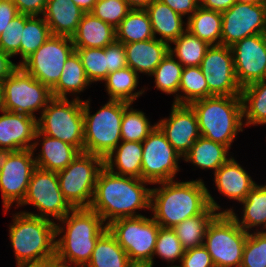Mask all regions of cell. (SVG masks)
<instances>
[{"instance_id": "31", "label": "cell", "mask_w": 266, "mask_h": 267, "mask_svg": "<svg viewBox=\"0 0 266 267\" xmlns=\"http://www.w3.org/2000/svg\"><path fill=\"white\" fill-rule=\"evenodd\" d=\"M103 83L109 96L108 100H120L133 104L146 92L144 86L137 91L139 75L129 66L109 73Z\"/></svg>"}, {"instance_id": "41", "label": "cell", "mask_w": 266, "mask_h": 267, "mask_svg": "<svg viewBox=\"0 0 266 267\" xmlns=\"http://www.w3.org/2000/svg\"><path fill=\"white\" fill-rule=\"evenodd\" d=\"M207 97L208 85L200 66L184 67L179 86V104H191Z\"/></svg>"}, {"instance_id": "45", "label": "cell", "mask_w": 266, "mask_h": 267, "mask_svg": "<svg viewBox=\"0 0 266 267\" xmlns=\"http://www.w3.org/2000/svg\"><path fill=\"white\" fill-rule=\"evenodd\" d=\"M131 10L125 0H97L91 13L116 29Z\"/></svg>"}, {"instance_id": "18", "label": "cell", "mask_w": 266, "mask_h": 267, "mask_svg": "<svg viewBox=\"0 0 266 267\" xmlns=\"http://www.w3.org/2000/svg\"><path fill=\"white\" fill-rule=\"evenodd\" d=\"M230 48L241 88L265 79L266 40L263 34L246 37Z\"/></svg>"}, {"instance_id": "46", "label": "cell", "mask_w": 266, "mask_h": 267, "mask_svg": "<svg viewBox=\"0 0 266 267\" xmlns=\"http://www.w3.org/2000/svg\"><path fill=\"white\" fill-rule=\"evenodd\" d=\"M25 27V14L17 15L0 35V49L12 58L20 54L22 31Z\"/></svg>"}, {"instance_id": "16", "label": "cell", "mask_w": 266, "mask_h": 267, "mask_svg": "<svg viewBox=\"0 0 266 267\" xmlns=\"http://www.w3.org/2000/svg\"><path fill=\"white\" fill-rule=\"evenodd\" d=\"M200 68L208 85V97L241 96L234 68L231 48L211 45L201 61Z\"/></svg>"}, {"instance_id": "23", "label": "cell", "mask_w": 266, "mask_h": 267, "mask_svg": "<svg viewBox=\"0 0 266 267\" xmlns=\"http://www.w3.org/2000/svg\"><path fill=\"white\" fill-rule=\"evenodd\" d=\"M127 65L138 75L150 76L160 62L168 55L170 45L159 39L123 44Z\"/></svg>"}, {"instance_id": "26", "label": "cell", "mask_w": 266, "mask_h": 267, "mask_svg": "<svg viewBox=\"0 0 266 267\" xmlns=\"http://www.w3.org/2000/svg\"><path fill=\"white\" fill-rule=\"evenodd\" d=\"M145 11L149 16L153 35L160 41L171 45L186 31L187 23L183 21L184 17L160 0H153ZM157 35H160L159 38Z\"/></svg>"}, {"instance_id": "56", "label": "cell", "mask_w": 266, "mask_h": 267, "mask_svg": "<svg viewBox=\"0 0 266 267\" xmlns=\"http://www.w3.org/2000/svg\"><path fill=\"white\" fill-rule=\"evenodd\" d=\"M4 110L3 82H0V112Z\"/></svg>"}, {"instance_id": "2", "label": "cell", "mask_w": 266, "mask_h": 267, "mask_svg": "<svg viewBox=\"0 0 266 267\" xmlns=\"http://www.w3.org/2000/svg\"><path fill=\"white\" fill-rule=\"evenodd\" d=\"M150 182L120 176L104 167L98 175L90 209L97 212L106 225L119 218L138 217V210H150ZM137 211V212H136Z\"/></svg>"}, {"instance_id": "43", "label": "cell", "mask_w": 266, "mask_h": 267, "mask_svg": "<svg viewBox=\"0 0 266 267\" xmlns=\"http://www.w3.org/2000/svg\"><path fill=\"white\" fill-rule=\"evenodd\" d=\"M89 82H102L107 77V56L104 48H75Z\"/></svg>"}, {"instance_id": "57", "label": "cell", "mask_w": 266, "mask_h": 267, "mask_svg": "<svg viewBox=\"0 0 266 267\" xmlns=\"http://www.w3.org/2000/svg\"><path fill=\"white\" fill-rule=\"evenodd\" d=\"M236 2H242V3H266V0H236Z\"/></svg>"}, {"instance_id": "22", "label": "cell", "mask_w": 266, "mask_h": 267, "mask_svg": "<svg viewBox=\"0 0 266 267\" xmlns=\"http://www.w3.org/2000/svg\"><path fill=\"white\" fill-rule=\"evenodd\" d=\"M214 185L225 198L242 202L257 184L233 155L215 172Z\"/></svg>"}, {"instance_id": "47", "label": "cell", "mask_w": 266, "mask_h": 267, "mask_svg": "<svg viewBox=\"0 0 266 267\" xmlns=\"http://www.w3.org/2000/svg\"><path fill=\"white\" fill-rule=\"evenodd\" d=\"M180 265L182 267H215L204 245L185 250Z\"/></svg>"}, {"instance_id": "12", "label": "cell", "mask_w": 266, "mask_h": 267, "mask_svg": "<svg viewBox=\"0 0 266 267\" xmlns=\"http://www.w3.org/2000/svg\"><path fill=\"white\" fill-rule=\"evenodd\" d=\"M26 205L35 206L39 213L25 210L20 212L48 220L54 218L57 221L73 209L62 195L57 172L38 167L33 170L25 198L17 208Z\"/></svg>"}, {"instance_id": "54", "label": "cell", "mask_w": 266, "mask_h": 267, "mask_svg": "<svg viewBox=\"0 0 266 267\" xmlns=\"http://www.w3.org/2000/svg\"><path fill=\"white\" fill-rule=\"evenodd\" d=\"M85 13L91 12L97 0H72Z\"/></svg>"}, {"instance_id": "40", "label": "cell", "mask_w": 266, "mask_h": 267, "mask_svg": "<svg viewBox=\"0 0 266 267\" xmlns=\"http://www.w3.org/2000/svg\"><path fill=\"white\" fill-rule=\"evenodd\" d=\"M130 103L123 113L121 121V140L143 142L157 126L151 124L149 118L141 110L134 109Z\"/></svg>"}, {"instance_id": "51", "label": "cell", "mask_w": 266, "mask_h": 267, "mask_svg": "<svg viewBox=\"0 0 266 267\" xmlns=\"http://www.w3.org/2000/svg\"><path fill=\"white\" fill-rule=\"evenodd\" d=\"M19 12L12 0H0V35Z\"/></svg>"}, {"instance_id": "60", "label": "cell", "mask_w": 266, "mask_h": 267, "mask_svg": "<svg viewBox=\"0 0 266 267\" xmlns=\"http://www.w3.org/2000/svg\"><path fill=\"white\" fill-rule=\"evenodd\" d=\"M264 38L266 40V20H265V28H264V32H263Z\"/></svg>"}, {"instance_id": "36", "label": "cell", "mask_w": 266, "mask_h": 267, "mask_svg": "<svg viewBox=\"0 0 266 267\" xmlns=\"http://www.w3.org/2000/svg\"><path fill=\"white\" fill-rule=\"evenodd\" d=\"M155 38L145 9H132L116 28V41L123 44Z\"/></svg>"}, {"instance_id": "24", "label": "cell", "mask_w": 266, "mask_h": 267, "mask_svg": "<svg viewBox=\"0 0 266 267\" xmlns=\"http://www.w3.org/2000/svg\"><path fill=\"white\" fill-rule=\"evenodd\" d=\"M239 204L243 206L241 217L231 206L226 209V213H229L247 233L266 232V182L264 185L256 184Z\"/></svg>"}, {"instance_id": "42", "label": "cell", "mask_w": 266, "mask_h": 267, "mask_svg": "<svg viewBox=\"0 0 266 267\" xmlns=\"http://www.w3.org/2000/svg\"><path fill=\"white\" fill-rule=\"evenodd\" d=\"M184 253L185 249L173 228L160 226L153 259L149 265L151 267L154 266V256H158V258L160 257V259L165 260L167 264H174L175 262H179L180 264Z\"/></svg>"}, {"instance_id": "9", "label": "cell", "mask_w": 266, "mask_h": 267, "mask_svg": "<svg viewBox=\"0 0 266 267\" xmlns=\"http://www.w3.org/2000/svg\"><path fill=\"white\" fill-rule=\"evenodd\" d=\"M247 236L229 213H219L208 225L204 240L215 267H240Z\"/></svg>"}, {"instance_id": "27", "label": "cell", "mask_w": 266, "mask_h": 267, "mask_svg": "<svg viewBox=\"0 0 266 267\" xmlns=\"http://www.w3.org/2000/svg\"><path fill=\"white\" fill-rule=\"evenodd\" d=\"M71 39L74 48H105L116 40V29L88 12Z\"/></svg>"}, {"instance_id": "29", "label": "cell", "mask_w": 266, "mask_h": 267, "mask_svg": "<svg viewBox=\"0 0 266 267\" xmlns=\"http://www.w3.org/2000/svg\"><path fill=\"white\" fill-rule=\"evenodd\" d=\"M229 153L226 146L200 136L182 160L215 173L232 156Z\"/></svg>"}, {"instance_id": "19", "label": "cell", "mask_w": 266, "mask_h": 267, "mask_svg": "<svg viewBox=\"0 0 266 267\" xmlns=\"http://www.w3.org/2000/svg\"><path fill=\"white\" fill-rule=\"evenodd\" d=\"M157 126L182 158L201 136L196 114L189 104L173 103L169 117L158 120Z\"/></svg>"}, {"instance_id": "10", "label": "cell", "mask_w": 266, "mask_h": 267, "mask_svg": "<svg viewBox=\"0 0 266 267\" xmlns=\"http://www.w3.org/2000/svg\"><path fill=\"white\" fill-rule=\"evenodd\" d=\"M131 262L150 264L160 225L145 215L119 218L107 225Z\"/></svg>"}, {"instance_id": "48", "label": "cell", "mask_w": 266, "mask_h": 267, "mask_svg": "<svg viewBox=\"0 0 266 267\" xmlns=\"http://www.w3.org/2000/svg\"><path fill=\"white\" fill-rule=\"evenodd\" d=\"M104 51L107 56V75L128 66L123 43L115 40L106 46Z\"/></svg>"}, {"instance_id": "7", "label": "cell", "mask_w": 266, "mask_h": 267, "mask_svg": "<svg viewBox=\"0 0 266 267\" xmlns=\"http://www.w3.org/2000/svg\"><path fill=\"white\" fill-rule=\"evenodd\" d=\"M38 130L84 152L83 100L52 98L37 120Z\"/></svg>"}, {"instance_id": "37", "label": "cell", "mask_w": 266, "mask_h": 267, "mask_svg": "<svg viewBox=\"0 0 266 267\" xmlns=\"http://www.w3.org/2000/svg\"><path fill=\"white\" fill-rule=\"evenodd\" d=\"M169 48V53L183 66V67H196L200 66L207 49L210 45L185 31L175 41H173Z\"/></svg>"}, {"instance_id": "15", "label": "cell", "mask_w": 266, "mask_h": 267, "mask_svg": "<svg viewBox=\"0 0 266 267\" xmlns=\"http://www.w3.org/2000/svg\"><path fill=\"white\" fill-rule=\"evenodd\" d=\"M74 51L70 37L52 35L20 66L51 90L57 84L65 62Z\"/></svg>"}, {"instance_id": "25", "label": "cell", "mask_w": 266, "mask_h": 267, "mask_svg": "<svg viewBox=\"0 0 266 267\" xmlns=\"http://www.w3.org/2000/svg\"><path fill=\"white\" fill-rule=\"evenodd\" d=\"M84 13L72 0H48L42 17L51 35L71 38Z\"/></svg>"}, {"instance_id": "35", "label": "cell", "mask_w": 266, "mask_h": 267, "mask_svg": "<svg viewBox=\"0 0 266 267\" xmlns=\"http://www.w3.org/2000/svg\"><path fill=\"white\" fill-rule=\"evenodd\" d=\"M218 214L209 206L202 214L187 218L173 228L185 250L204 245L208 225Z\"/></svg>"}, {"instance_id": "6", "label": "cell", "mask_w": 266, "mask_h": 267, "mask_svg": "<svg viewBox=\"0 0 266 267\" xmlns=\"http://www.w3.org/2000/svg\"><path fill=\"white\" fill-rule=\"evenodd\" d=\"M90 101H83L84 152L105 158L122 141L121 121L124 109L130 103L108 100L91 114Z\"/></svg>"}, {"instance_id": "5", "label": "cell", "mask_w": 266, "mask_h": 267, "mask_svg": "<svg viewBox=\"0 0 266 267\" xmlns=\"http://www.w3.org/2000/svg\"><path fill=\"white\" fill-rule=\"evenodd\" d=\"M189 105L196 114L200 135L230 150L245 127L241 96H211Z\"/></svg>"}, {"instance_id": "21", "label": "cell", "mask_w": 266, "mask_h": 267, "mask_svg": "<svg viewBox=\"0 0 266 267\" xmlns=\"http://www.w3.org/2000/svg\"><path fill=\"white\" fill-rule=\"evenodd\" d=\"M38 145H41V149L39 153L37 152V155L34 151H37ZM32 151L36 167L54 172L65 169L80 153L75 146L47 136L38 129L35 134Z\"/></svg>"}, {"instance_id": "58", "label": "cell", "mask_w": 266, "mask_h": 267, "mask_svg": "<svg viewBox=\"0 0 266 267\" xmlns=\"http://www.w3.org/2000/svg\"><path fill=\"white\" fill-rule=\"evenodd\" d=\"M128 267H151V266L149 264H146V263L131 262Z\"/></svg>"}, {"instance_id": "61", "label": "cell", "mask_w": 266, "mask_h": 267, "mask_svg": "<svg viewBox=\"0 0 266 267\" xmlns=\"http://www.w3.org/2000/svg\"><path fill=\"white\" fill-rule=\"evenodd\" d=\"M167 267H182V266L180 264L178 266L176 264L175 265L171 264L170 266L168 265Z\"/></svg>"}, {"instance_id": "1", "label": "cell", "mask_w": 266, "mask_h": 267, "mask_svg": "<svg viewBox=\"0 0 266 267\" xmlns=\"http://www.w3.org/2000/svg\"><path fill=\"white\" fill-rule=\"evenodd\" d=\"M155 184L159 187L151 188L150 210L152 218L161 227L174 228L187 218L202 214L209 206L218 213H226V209L212 197L202 178Z\"/></svg>"}, {"instance_id": "50", "label": "cell", "mask_w": 266, "mask_h": 267, "mask_svg": "<svg viewBox=\"0 0 266 267\" xmlns=\"http://www.w3.org/2000/svg\"><path fill=\"white\" fill-rule=\"evenodd\" d=\"M176 13L188 19L200 6V0H160Z\"/></svg>"}, {"instance_id": "30", "label": "cell", "mask_w": 266, "mask_h": 267, "mask_svg": "<svg viewBox=\"0 0 266 267\" xmlns=\"http://www.w3.org/2000/svg\"><path fill=\"white\" fill-rule=\"evenodd\" d=\"M90 85L80 56L74 51L65 62L62 74L57 84L51 89V94L54 98L66 99L71 94L70 96L73 95V99L75 97V99L80 100V93L84 92Z\"/></svg>"}, {"instance_id": "55", "label": "cell", "mask_w": 266, "mask_h": 267, "mask_svg": "<svg viewBox=\"0 0 266 267\" xmlns=\"http://www.w3.org/2000/svg\"><path fill=\"white\" fill-rule=\"evenodd\" d=\"M131 9H146L153 0H125Z\"/></svg>"}, {"instance_id": "20", "label": "cell", "mask_w": 266, "mask_h": 267, "mask_svg": "<svg viewBox=\"0 0 266 267\" xmlns=\"http://www.w3.org/2000/svg\"><path fill=\"white\" fill-rule=\"evenodd\" d=\"M1 113L0 153L32 149L38 129L37 119L6 110Z\"/></svg>"}, {"instance_id": "4", "label": "cell", "mask_w": 266, "mask_h": 267, "mask_svg": "<svg viewBox=\"0 0 266 267\" xmlns=\"http://www.w3.org/2000/svg\"><path fill=\"white\" fill-rule=\"evenodd\" d=\"M12 215L8 235L15 266L38 267L54 263L56 222L20 211Z\"/></svg>"}, {"instance_id": "33", "label": "cell", "mask_w": 266, "mask_h": 267, "mask_svg": "<svg viewBox=\"0 0 266 267\" xmlns=\"http://www.w3.org/2000/svg\"><path fill=\"white\" fill-rule=\"evenodd\" d=\"M241 98L244 126L266 125V80L242 88Z\"/></svg>"}, {"instance_id": "11", "label": "cell", "mask_w": 266, "mask_h": 267, "mask_svg": "<svg viewBox=\"0 0 266 267\" xmlns=\"http://www.w3.org/2000/svg\"><path fill=\"white\" fill-rule=\"evenodd\" d=\"M4 109L36 118L53 98L51 90L18 66L3 81Z\"/></svg>"}, {"instance_id": "28", "label": "cell", "mask_w": 266, "mask_h": 267, "mask_svg": "<svg viewBox=\"0 0 266 267\" xmlns=\"http://www.w3.org/2000/svg\"><path fill=\"white\" fill-rule=\"evenodd\" d=\"M142 142L121 141L104 158V167L110 172L141 179Z\"/></svg>"}, {"instance_id": "17", "label": "cell", "mask_w": 266, "mask_h": 267, "mask_svg": "<svg viewBox=\"0 0 266 267\" xmlns=\"http://www.w3.org/2000/svg\"><path fill=\"white\" fill-rule=\"evenodd\" d=\"M221 14L222 45L231 47L246 37L264 32L266 3L235 2Z\"/></svg>"}, {"instance_id": "44", "label": "cell", "mask_w": 266, "mask_h": 267, "mask_svg": "<svg viewBox=\"0 0 266 267\" xmlns=\"http://www.w3.org/2000/svg\"><path fill=\"white\" fill-rule=\"evenodd\" d=\"M240 267H266V232L248 233Z\"/></svg>"}, {"instance_id": "14", "label": "cell", "mask_w": 266, "mask_h": 267, "mask_svg": "<svg viewBox=\"0 0 266 267\" xmlns=\"http://www.w3.org/2000/svg\"><path fill=\"white\" fill-rule=\"evenodd\" d=\"M141 179L152 185L176 179L182 156L167 141L165 134L156 126L142 142Z\"/></svg>"}, {"instance_id": "52", "label": "cell", "mask_w": 266, "mask_h": 267, "mask_svg": "<svg viewBox=\"0 0 266 267\" xmlns=\"http://www.w3.org/2000/svg\"><path fill=\"white\" fill-rule=\"evenodd\" d=\"M11 58L8 53L0 49V82H3L18 67Z\"/></svg>"}, {"instance_id": "3", "label": "cell", "mask_w": 266, "mask_h": 267, "mask_svg": "<svg viewBox=\"0 0 266 267\" xmlns=\"http://www.w3.org/2000/svg\"><path fill=\"white\" fill-rule=\"evenodd\" d=\"M58 222L54 262L64 267H85L107 225L90 208H73Z\"/></svg>"}, {"instance_id": "38", "label": "cell", "mask_w": 266, "mask_h": 267, "mask_svg": "<svg viewBox=\"0 0 266 267\" xmlns=\"http://www.w3.org/2000/svg\"><path fill=\"white\" fill-rule=\"evenodd\" d=\"M51 36L49 26L42 16H29L25 14V27L22 31L20 43V58L22 59L17 65L20 66Z\"/></svg>"}, {"instance_id": "49", "label": "cell", "mask_w": 266, "mask_h": 267, "mask_svg": "<svg viewBox=\"0 0 266 267\" xmlns=\"http://www.w3.org/2000/svg\"><path fill=\"white\" fill-rule=\"evenodd\" d=\"M48 0H12L19 14L42 16Z\"/></svg>"}, {"instance_id": "39", "label": "cell", "mask_w": 266, "mask_h": 267, "mask_svg": "<svg viewBox=\"0 0 266 267\" xmlns=\"http://www.w3.org/2000/svg\"><path fill=\"white\" fill-rule=\"evenodd\" d=\"M183 66L170 54L160 62L154 72L155 88L167 95H173V103L179 104V86Z\"/></svg>"}, {"instance_id": "59", "label": "cell", "mask_w": 266, "mask_h": 267, "mask_svg": "<svg viewBox=\"0 0 266 267\" xmlns=\"http://www.w3.org/2000/svg\"><path fill=\"white\" fill-rule=\"evenodd\" d=\"M38 267H64L61 265L56 264L55 262L52 264H48V265H43V266H38Z\"/></svg>"}, {"instance_id": "32", "label": "cell", "mask_w": 266, "mask_h": 267, "mask_svg": "<svg viewBox=\"0 0 266 267\" xmlns=\"http://www.w3.org/2000/svg\"><path fill=\"white\" fill-rule=\"evenodd\" d=\"M186 30L211 45H222V14L201 6L186 20Z\"/></svg>"}, {"instance_id": "8", "label": "cell", "mask_w": 266, "mask_h": 267, "mask_svg": "<svg viewBox=\"0 0 266 267\" xmlns=\"http://www.w3.org/2000/svg\"><path fill=\"white\" fill-rule=\"evenodd\" d=\"M104 158L80 152L63 170L57 172L60 190L72 208H89Z\"/></svg>"}, {"instance_id": "53", "label": "cell", "mask_w": 266, "mask_h": 267, "mask_svg": "<svg viewBox=\"0 0 266 267\" xmlns=\"http://www.w3.org/2000/svg\"><path fill=\"white\" fill-rule=\"evenodd\" d=\"M236 0H200V6L205 9L223 12L228 10Z\"/></svg>"}, {"instance_id": "34", "label": "cell", "mask_w": 266, "mask_h": 267, "mask_svg": "<svg viewBox=\"0 0 266 267\" xmlns=\"http://www.w3.org/2000/svg\"><path fill=\"white\" fill-rule=\"evenodd\" d=\"M130 263L127 252L107 230L96 242L91 258L85 267H128Z\"/></svg>"}, {"instance_id": "13", "label": "cell", "mask_w": 266, "mask_h": 267, "mask_svg": "<svg viewBox=\"0 0 266 267\" xmlns=\"http://www.w3.org/2000/svg\"><path fill=\"white\" fill-rule=\"evenodd\" d=\"M36 168L32 149L0 153V191L4 213L25 198L33 170Z\"/></svg>"}]
</instances>
